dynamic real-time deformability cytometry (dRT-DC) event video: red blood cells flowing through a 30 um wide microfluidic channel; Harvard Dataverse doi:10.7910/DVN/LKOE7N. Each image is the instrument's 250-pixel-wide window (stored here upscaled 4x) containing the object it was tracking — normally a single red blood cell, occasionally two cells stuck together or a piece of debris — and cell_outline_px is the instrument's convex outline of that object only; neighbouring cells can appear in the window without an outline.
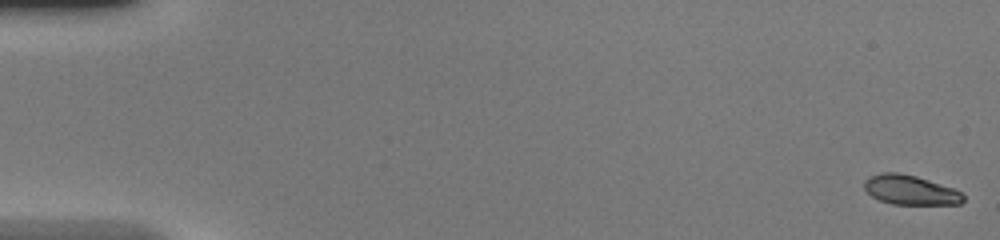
{"species": "common noctule bat (a hibernating species)", "species_latin": "Nyctalus noctula", "temperature_condition": "warm", "stored_images_in_passage": 42, "camera_frame_rate_fps": 3000, "um_per_image_px": 0.085, "animal": {"sex": "female", "body_mass_g": 20.0, "forearm_length_mm": 54.0}, "frame": {"image": 1, "passage_image": 1, "time_ms": 0.0, "image_size_px": [1000, 240], "cell_outline_px": [[964, 200], [960, 204], [892, 204], [880, 200], [872, 196], [864, 188], [864, 180], [872, 176], [884, 172], [896, 172], [916, 176], [952, 188], [960, 192], [964, 196]], "centroid_in_image_um": [77.37, 16.15], "position_along_channel_um": 7.6, "area_um2": 16.76}}
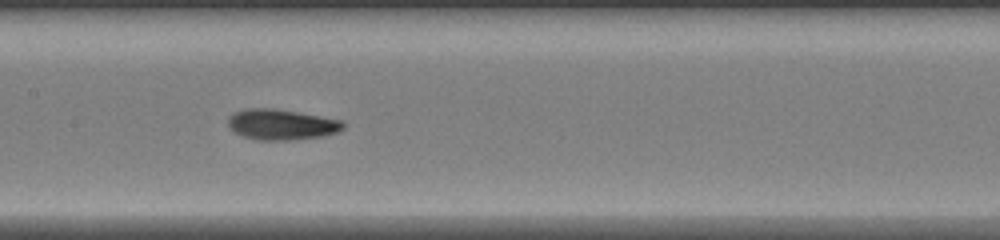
{"frame": {"image": 2, "passage_image": 24, "time_ms": 7.667, "image_size_px": [1000, 240], "cell_outline_px": [[344, 128], [340, 132], [324, 136], [292, 140], [256, 140], [244, 136], [228, 128], [228, 116], [232, 112], [244, 108], [272, 108], [320, 116], [340, 120], [344, 124]], "centroid_in_image_um": [23.89, 10.58], "position_along_channel_um": 183.5, "area_um2": 20.69}}
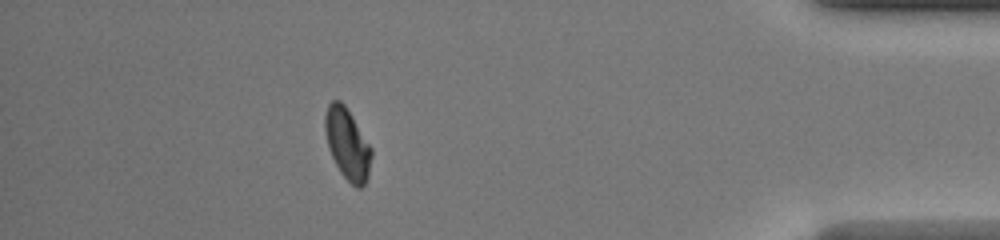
{"frame": {"image": 3, "passage_image": 42, "time_ms": 13.667, "image_size_px": [1000, 240], "cell_outline_px": [[372, 156], [368, 176], [364, 184], [360, 188], [356, 188], [340, 172], [328, 148], [324, 132], [324, 116], [328, 104], [332, 100], [340, 100], [344, 104], [352, 116], [372, 148]], "centroid_in_image_um": [29.51, 12.22], "position_along_channel_um": 405.7, "area_um2": 19.25}}